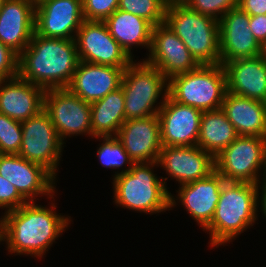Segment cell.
Here are the masks:
<instances>
[{
	"mask_svg": "<svg viewBox=\"0 0 266 267\" xmlns=\"http://www.w3.org/2000/svg\"><path fill=\"white\" fill-rule=\"evenodd\" d=\"M51 201L47 207L30 201L1 215V242H6L8 254L40 259L65 233L72 217L58 214L55 201Z\"/></svg>",
	"mask_w": 266,
	"mask_h": 267,
	"instance_id": "1",
	"label": "cell"
},
{
	"mask_svg": "<svg viewBox=\"0 0 266 267\" xmlns=\"http://www.w3.org/2000/svg\"><path fill=\"white\" fill-rule=\"evenodd\" d=\"M79 62L75 39L46 38L34 32L19 54L18 75L45 90L67 88Z\"/></svg>",
	"mask_w": 266,
	"mask_h": 267,
	"instance_id": "2",
	"label": "cell"
},
{
	"mask_svg": "<svg viewBox=\"0 0 266 267\" xmlns=\"http://www.w3.org/2000/svg\"><path fill=\"white\" fill-rule=\"evenodd\" d=\"M257 184L224 182L210 224L202 231L209 234V246L218 248L229 244L256 225L258 219Z\"/></svg>",
	"mask_w": 266,
	"mask_h": 267,
	"instance_id": "3",
	"label": "cell"
},
{
	"mask_svg": "<svg viewBox=\"0 0 266 267\" xmlns=\"http://www.w3.org/2000/svg\"><path fill=\"white\" fill-rule=\"evenodd\" d=\"M156 167H159L157 161L134 163L129 172L112 178L114 204L150 215L169 211L168 177H158L153 170Z\"/></svg>",
	"mask_w": 266,
	"mask_h": 267,
	"instance_id": "4",
	"label": "cell"
},
{
	"mask_svg": "<svg viewBox=\"0 0 266 267\" xmlns=\"http://www.w3.org/2000/svg\"><path fill=\"white\" fill-rule=\"evenodd\" d=\"M166 24L199 65L220 64L219 21L186 5L166 8Z\"/></svg>",
	"mask_w": 266,
	"mask_h": 267,
	"instance_id": "5",
	"label": "cell"
},
{
	"mask_svg": "<svg viewBox=\"0 0 266 267\" xmlns=\"http://www.w3.org/2000/svg\"><path fill=\"white\" fill-rule=\"evenodd\" d=\"M168 86L169 80L157 68L134 60L124 70L120 86L126 120L157 115L168 96Z\"/></svg>",
	"mask_w": 266,
	"mask_h": 267,
	"instance_id": "6",
	"label": "cell"
},
{
	"mask_svg": "<svg viewBox=\"0 0 266 267\" xmlns=\"http://www.w3.org/2000/svg\"><path fill=\"white\" fill-rule=\"evenodd\" d=\"M226 92V72L222 64L199 65L169 79L168 95L180 104L201 111L221 108Z\"/></svg>",
	"mask_w": 266,
	"mask_h": 267,
	"instance_id": "7",
	"label": "cell"
},
{
	"mask_svg": "<svg viewBox=\"0 0 266 267\" xmlns=\"http://www.w3.org/2000/svg\"><path fill=\"white\" fill-rule=\"evenodd\" d=\"M266 138L259 136H238L215 157V170L226 182H259Z\"/></svg>",
	"mask_w": 266,
	"mask_h": 267,
	"instance_id": "8",
	"label": "cell"
},
{
	"mask_svg": "<svg viewBox=\"0 0 266 267\" xmlns=\"http://www.w3.org/2000/svg\"><path fill=\"white\" fill-rule=\"evenodd\" d=\"M21 124L23 137L18 155L42 165L57 178L65 145L59 138L49 114L43 109Z\"/></svg>",
	"mask_w": 266,
	"mask_h": 267,
	"instance_id": "9",
	"label": "cell"
},
{
	"mask_svg": "<svg viewBox=\"0 0 266 267\" xmlns=\"http://www.w3.org/2000/svg\"><path fill=\"white\" fill-rule=\"evenodd\" d=\"M44 110L61 141L67 137L88 135L93 138L91 128V103L72 94L67 88L48 89L44 95Z\"/></svg>",
	"mask_w": 266,
	"mask_h": 267,
	"instance_id": "10",
	"label": "cell"
},
{
	"mask_svg": "<svg viewBox=\"0 0 266 267\" xmlns=\"http://www.w3.org/2000/svg\"><path fill=\"white\" fill-rule=\"evenodd\" d=\"M75 42L80 61L127 68L135 60L111 36L103 21L85 20L77 31Z\"/></svg>",
	"mask_w": 266,
	"mask_h": 267,
	"instance_id": "11",
	"label": "cell"
},
{
	"mask_svg": "<svg viewBox=\"0 0 266 267\" xmlns=\"http://www.w3.org/2000/svg\"><path fill=\"white\" fill-rule=\"evenodd\" d=\"M0 175L28 202L36 201L42 195L55 200L56 178L40 164L28 161L18 154H0Z\"/></svg>",
	"mask_w": 266,
	"mask_h": 267,
	"instance_id": "12",
	"label": "cell"
},
{
	"mask_svg": "<svg viewBox=\"0 0 266 267\" xmlns=\"http://www.w3.org/2000/svg\"><path fill=\"white\" fill-rule=\"evenodd\" d=\"M148 52V57L142 60L157 68L168 80L199 66L183 41L164 23L153 26Z\"/></svg>",
	"mask_w": 266,
	"mask_h": 267,
	"instance_id": "13",
	"label": "cell"
},
{
	"mask_svg": "<svg viewBox=\"0 0 266 267\" xmlns=\"http://www.w3.org/2000/svg\"><path fill=\"white\" fill-rule=\"evenodd\" d=\"M224 182L225 179L215 170L205 178L178 185L177 196L170 194V210L181 203L204 230L214 216Z\"/></svg>",
	"mask_w": 266,
	"mask_h": 267,
	"instance_id": "14",
	"label": "cell"
},
{
	"mask_svg": "<svg viewBox=\"0 0 266 267\" xmlns=\"http://www.w3.org/2000/svg\"><path fill=\"white\" fill-rule=\"evenodd\" d=\"M84 21L82 0H40L35 4V33L42 37L75 39Z\"/></svg>",
	"mask_w": 266,
	"mask_h": 267,
	"instance_id": "15",
	"label": "cell"
},
{
	"mask_svg": "<svg viewBox=\"0 0 266 267\" xmlns=\"http://www.w3.org/2000/svg\"><path fill=\"white\" fill-rule=\"evenodd\" d=\"M203 111L174 101L169 95L157 113L162 146H196Z\"/></svg>",
	"mask_w": 266,
	"mask_h": 267,
	"instance_id": "16",
	"label": "cell"
},
{
	"mask_svg": "<svg viewBox=\"0 0 266 267\" xmlns=\"http://www.w3.org/2000/svg\"><path fill=\"white\" fill-rule=\"evenodd\" d=\"M157 162L179 185L205 178L215 171V157L197 145L162 147Z\"/></svg>",
	"mask_w": 266,
	"mask_h": 267,
	"instance_id": "17",
	"label": "cell"
},
{
	"mask_svg": "<svg viewBox=\"0 0 266 267\" xmlns=\"http://www.w3.org/2000/svg\"><path fill=\"white\" fill-rule=\"evenodd\" d=\"M250 16L238 6L219 20L220 64L259 56L260 44L249 27Z\"/></svg>",
	"mask_w": 266,
	"mask_h": 267,
	"instance_id": "18",
	"label": "cell"
},
{
	"mask_svg": "<svg viewBox=\"0 0 266 267\" xmlns=\"http://www.w3.org/2000/svg\"><path fill=\"white\" fill-rule=\"evenodd\" d=\"M116 137L134 163L158 161L163 147L158 115L125 120Z\"/></svg>",
	"mask_w": 266,
	"mask_h": 267,
	"instance_id": "19",
	"label": "cell"
},
{
	"mask_svg": "<svg viewBox=\"0 0 266 267\" xmlns=\"http://www.w3.org/2000/svg\"><path fill=\"white\" fill-rule=\"evenodd\" d=\"M45 89L19 75L0 81V113L23 122L44 109Z\"/></svg>",
	"mask_w": 266,
	"mask_h": 267,
	"instance_id": "20",
	"label": "cell"
},
{
	"mask_svg": "<svg viewBox=\"0 0 266 267\" xmlns=\"http://www.w3.org/2000/svg\"><path fill=\"white\" fill-rule=\"evenodd\" d=\"M125 69L80 61L67 89L92 103L120 88Z\"/></svg>",
	"mask_w": 266,
	"mask_h": 267,
	"instance_id": "21",
	"label": "cell"
},
{
	"mask_svg": "<svg viewBox=\"0 0 266 267\" xmlns=\"http://www.w3.org/2000/svg\"><path fill=\"white\" fill-rule=\"evenodd\" d=\"M34 20L33 1L5 0L0 10V41L19 55L32 39Z\"/></svg>",
	"mask_w": 266,
	"mask_h": 267,
	"instance_id": "22",
	"label": "cell"
},
{
	"mask_svg": "<svg viewBox=\"0 0 266 267\" xmlns=\"http://www.w3.org/2000/svg\"><path fill=\"white\" fill-rule=\"evenodd\" d=\"M223 67L227 92L266 103V61L260 56L239 58Z\"/></svg>",
	"mask_w": 266,
	"mask_h": 267,
	"instance_id": "23",
	"label": "cell"
},
{
	"mask_svg": "<svg viewBox=\"0 0 266 267\" xmlns=\"http://www.w3.org/2000/svg\"><path fill=\"white\" fill-rule=\"evenodd\" d=\"M221 109L239 136L266 138V103L225 93Z\"/></svg>",
	"mask_w": 266,
	"mask_h": 267,
	"instance_id": "24",
	"label": "cell"
},
{
	"mask_svg": "<svg viewBox=\"0 0 266 267\" xmlns=\"http://www.w3.org/2000/svg\"><path fill=\"white\" fill-rule=\"evenodd\" d=\"M103 22L111 36L131 58L134 57L132 48L140 46L149 51L153 25L145 18L117 9Z\"/></svg>",
	"mask_w": 266,
	"mask_h": 267,
	"instance_id": "25",
	"label": "cell"
},
{
	"mask_svg": "<svg viewBox=\"0 0 266 267\" xmlns=\"http://www.w3.org/2000/svg\"><path fill=\"white\" fill-rule=\"evenodd\" d=\"M125 118L122 88L91 103V128L94 137L117 136Z\"/></svg>",
	"mask_w": 266,
	"mask_h": 267,
	"instance_id": "26",
	"label": "cell"
},
{
	"mask_svg": "<svg viewBox=\"0 0 266 267\" xmlns=\"http://www.w3.org/2000/svg\"><path fill=\"white\" fill-rule=\"evenodd\" d=\"M239 135L224 111H203L200 122L197 146L216 157Z\"/></svg>",
	"mask_w": 266,
	"mask_h": 267,
	"instance_id": "27",
	"label": "cell"
},
{
	"mask_svg": "<svg viewBox=\"0 0 266 267\" xmlns=\"http://www.w3.org/2000/svg\"><path fill=\"white\" fill-rule=\"evenodd\" d=\"M103 140L97 147V157L102 167L115 170L113 178L120 174L129 172L134 162L130 159L128 153L125 151L123 144L116 136L94 137ZM124 166V167H123ZM125 166L127 168H125ZM122 168V169H120ZM117 170V171H116Z\"/></svg>",
	"mask_w": 266,
	"mask_h": 267,
	"instance_id": "28",
	"label": "cell"
},
{
	"mask_svg": "<svg viewBox=\"0 0 266 267\" xmlns=\"http://www.w3.org/2000/svg\"><path fill=\"white\" fill-rule=\"evenodd\" d=\"M118 9L145 18L153 26L165 21L166 6L163 0H119Z\"/></svg>",
	"mask_w": 266,
	"mask_h": 267,
	"instance_id": "29",
	"label": "cell"
},
{
	"mask_svg": "<svg viewBox=\"0 0 266 267\" xmlns=\"http://www.w3.org/2000/svg\"><path fill=\"white\" fill-rule=\"evenodd\" d=\"M22 137L21 122L0 113V154H18Z\"/></svg>",
	"mask_w": 266,
	"mask_h": 267,
	"instance_id": "30",
	"label": "cell"
},
{
	"mask_svg": "<svg viewBox=\"0 0 266 267\" xmlns=\"http://www.w3.org/2000/svg\"><path fill=\"white\" fill-rule=\"evenodd\" d=\"M237 5L238 0H190L186 4L190 9L217 21Z\"/></svg>",
	"mask_w": 266,
	"mask_h": 267,
	"instance_id": "31",
	"label": "cell"
},
{
	"mask_svg": "<svg viewBox=\"0 0 266 267\" xmlns=\"http://www.w3.org/2000/svg\"><path fill=\"white\" fill-rule=\"evenodd\" d=\"M119 0H82L83 17L86 21H104L112 15Z\"/></svg>",
	"mask_w": 266,
	"mask_h": 267,
	"instance_id": "32",
	"label": "cell"
},
{
	"mask_svg": "<svg viewBox=\"0 0 266 267\" xmlns=\"http://www.w3.org/2000/svg\"><path fill=\"white\" fill-rule=\"evenodd\" d=\"M27 202L14 186L0 175V209L7 212L18 209Z\"/></svg>",
	"mask_w": 266,
	"mask_h": 267,
	"instance_id": "33",
	"label": "cell"
},
{
	"mask_svg": "<svg viewBox=\"0 0 266 267\" xmlns=\"http://www.w3.org/2000/svg\"><path fill=\"white\" fill-rule=\"evenodd\" d=\"M19 55L0 41V81L18 75Z\"/></svg>",
	"mask_w": 266,
	"mask_h": 267,
	"instance_id": "34",
	"label": "cell"
},
{
	"mask_svg": "<svg viewBox=\"0 0 266 267\" xmlns=\"http://www.w3.org/2000/svg\"><path fill=\"white\" fill-rule=\"evenodd\" d=\"M249 27L261 45L266 40V15L250 16Z\"/></svg>",
	"mask_w": 266,
	"mask_h": 267,
	"instance_id": "35",
	"label": "cell"
},
{
	"mask_svg": "<svg viewBox=\"0 0 266 267\" xmlns=\"http://www.w3.org/2000/svg\"><path fill=\"white\" fill-rule=\"evenodd\" d=\"M237 6L249 16L266 15V0H238Z\"/></svg>",
	"mask_w": 266,
	"mask_h": 267,
	"instance_id": "36",
	"label": "cell"
},
{
	"mask_svg": "<svg viewBox=\"0 0 266 267\" xmlns=\"http://www.w3.org/2000/svg\"><path fill=\"white\" fill-rule=\"evenodd\" d=\"M257 189H258L257 191H258V208H259L258 210L261 209L258 212H262V215L266 218V185L257 184Z\"/></svg>",
	"mask_w": 266,
	"mask_h": 267,
	"instance_id": "37",
	"label": "cell"
},
{
	"mask_svg": "<svg viewBox=\"0 0 266 267\" xmlns=\"http://www.w3.org/2000/svg\"><path fill=\"white\" fill-rule=\"evenodd\" d=\"M166 8L171 6L186 5L190 0H163Z\"/></svg>",
	"mask_w": 266,
	"mask_h": 267,
	"instance_id": "38",
	"label": "cell"
},
{
	"mask_svg": "<svg viewBox=\"0 0 266 267\" xmlns=\"http://www.w3.org/2000/svg\"><path fill=\"white\" fill-rule=\"evenodd\" d=\"M260 177L261 178L259 179V182L257 184L266 185V152H265V156H264L263 168H262V172H261Z\"/></svg>",
	"mask_w": 266,
	"mask_h": 267,
	"instance_id": "39",
	"label": "cell"
},
{
	"mask_svg": "<svg viewBox=\"0 0 266 267\" xmlns=\"http://www.w3.org/2000/svg\"><path fill=\"white\" fill-rule=\"evenodd\" d=\"M259 56L266 61V40L260 45Z\"/></svg>",
	"mask_w": 266,
	"mask_h": 267,
	"instance_id": "40",
	"label": "cell"
},
{
	"mask_svg": "<svg viewBox=\"0 0 266 267\" xmlns=\"http://www.w3.org/2000/svg\"><path fill=\"white\" fill-rule=\"evenodd\" d=\"M1 230H2V219L0 218V244L2 243L1 242Z\"/></svg>",
	"mask_w": 266,
	"mask_h": 267,
	"instance_id": "41",
	"label": "cell"
},
{
	"mask_svg": "<svg viewBox=\"0 0 266 267\" xmlns=\"http://www.w3.org/2000/svg\"><path fill=\"white\" fill-rule=\"evenodd\" d=\"M4 1H5V0H0V10H1L3 4H4Z\"/></svg>",
	"mask_w": 266,
	"mask_h": 267,
	"instance_id": "42",
	"label": "cell"
},
{
	"mask_svg": "<svg viewBox=\"0 0 266 267\" xmlns=\"http://www.w3.org/2000/svg\"><path fill=\"white\" fill-rule=\"evenodd\" d=\"M31 1H33L35 4L38 2V1H40V0H31Z\"/></svg>",
	"mask_w": 266,
	"mask_h": 267,
	"instance_id": "43",
	"label": "cell"
}]
</instances>
